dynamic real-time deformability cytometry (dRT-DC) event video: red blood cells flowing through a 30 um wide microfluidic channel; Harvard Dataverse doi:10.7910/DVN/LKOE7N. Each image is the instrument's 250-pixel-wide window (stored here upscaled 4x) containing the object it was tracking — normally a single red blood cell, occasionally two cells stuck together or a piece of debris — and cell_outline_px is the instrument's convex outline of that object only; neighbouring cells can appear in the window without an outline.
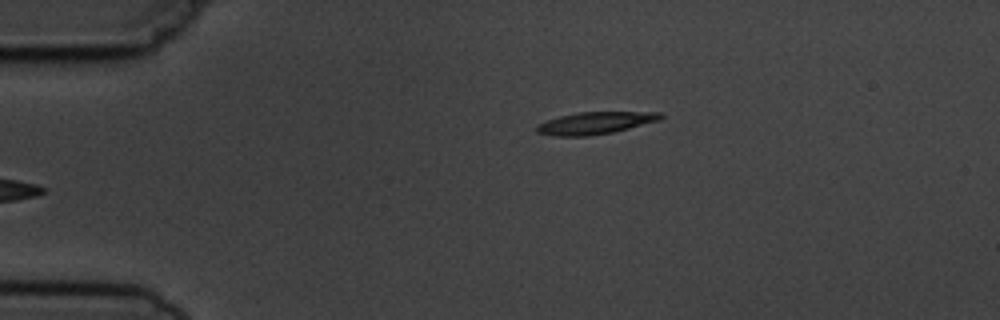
{"species": "common noctule bat (a hibernating species)", "species_latin": "Nyctalus noctula", "temperature_condition": "cold", "stored_images_in_passage": 5, "camera_frame_rate_fps": 3000, "um_per_image_px": 0.085, "animal": {"sex": "male", "body_mass_g": 19.5, "forearm_length_mm": 54.6}, "frame": {"image": 1, "passage_image": 5, "time_ms": 4.667, "image_size_px": [1000, 320], "cell_outline_px": [[664, 116], [660, 120], [612, 132], [588, 136], [552, 136], [536, 132], [536, 124], [560, 116], [576, 112], [660, 112]], "centroid_in_image_um": [50.56, 10.45], "position_along_channel_um": 34.4, "area_um2": 15.95}}